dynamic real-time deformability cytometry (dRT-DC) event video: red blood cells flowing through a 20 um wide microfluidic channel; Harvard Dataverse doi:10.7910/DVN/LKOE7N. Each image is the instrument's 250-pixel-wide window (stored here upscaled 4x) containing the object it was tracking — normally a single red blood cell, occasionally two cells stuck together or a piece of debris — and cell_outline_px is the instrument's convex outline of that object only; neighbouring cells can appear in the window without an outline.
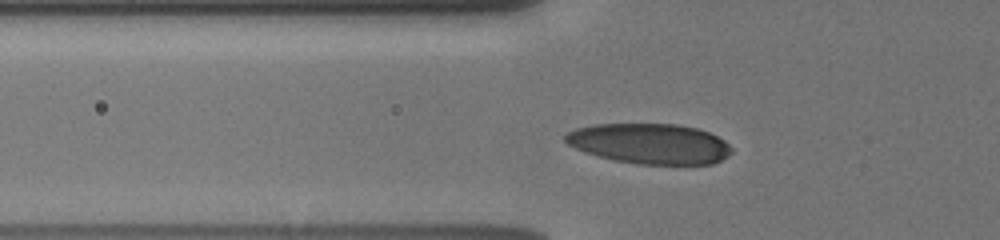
{"species": "human", "species_latin": "Homo sapiens", "temperature_condition": "cold", "stored_images_in_passage": 44, "camera_frame_rate_fps": 3000, "um_per_image_px": 0.085, "donor": {"sex": "male"}, "frame": {"image": 1, "passage_image": 12, "time_ms": 3.667, "image_size_px": [1000, 240], "cell_outline_px": [[732, 152], [728, 156], [712, 164], [640, 164], [616, 160], [584, 152], [568, 144], [564, 140], [564, 136], [568, 132], [576, 128], [596, 124], [676, 124], [696, 128], [708, 132], [724, 140], [732, 148]], "centroid_in_image_um": [55.23, 12.21], "position_along_channel_um": 70.6, "area_um2": 38.84}}
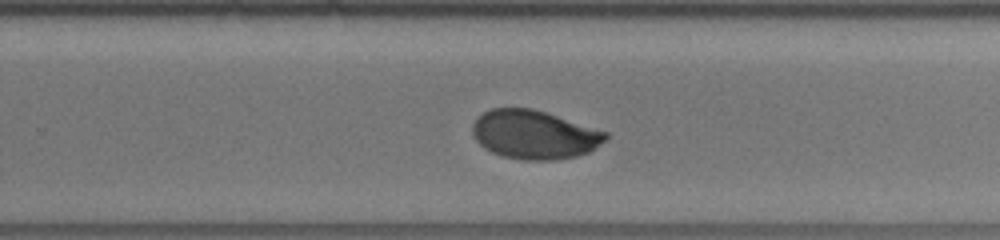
{"frame": {"image": 2, "passage_image": 29, "time_ms": 9.333, "image_size_px": [1000, 240], "cell_outline_px": [[608, 136], [604, 140], [588, 152], [576, 156], [556, 160], [524, 160], [500, 156], [484, 148], [472, 136], [472, 124], [484, 112], [492, 108], [532, 108], [608, 132]], "centroid_in_image_um": [45.38, 11.45], "position_along_channel_um": 284.4, "area_um2": 37.63}}
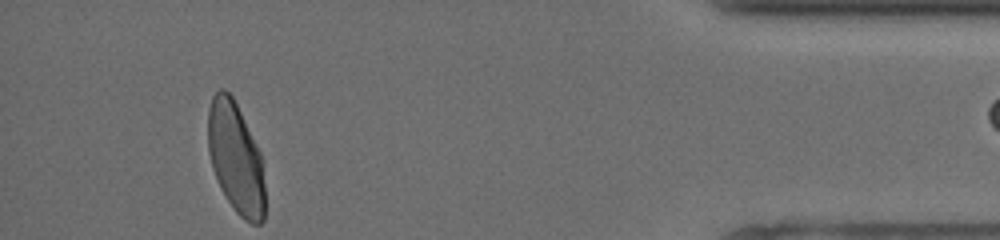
{"frame": {"image": 3, "passage_image": 43, "time_ms": 14.0, "image_size_px": [1000, 240], "cell_outline_px": [[264, 220], [260, 224], [252, 224], [244, 220], [236, 212], [228, 200], [212, 168], [208, 152], [208, 108], [212, 96], [220, 88], [224, 88], [232, 96], [260, 152], [264, 184]], "centroid_in_image_um": [20.02, 13.42], "position_along_channel_um": 415.2, "area_um2": 36.41}}